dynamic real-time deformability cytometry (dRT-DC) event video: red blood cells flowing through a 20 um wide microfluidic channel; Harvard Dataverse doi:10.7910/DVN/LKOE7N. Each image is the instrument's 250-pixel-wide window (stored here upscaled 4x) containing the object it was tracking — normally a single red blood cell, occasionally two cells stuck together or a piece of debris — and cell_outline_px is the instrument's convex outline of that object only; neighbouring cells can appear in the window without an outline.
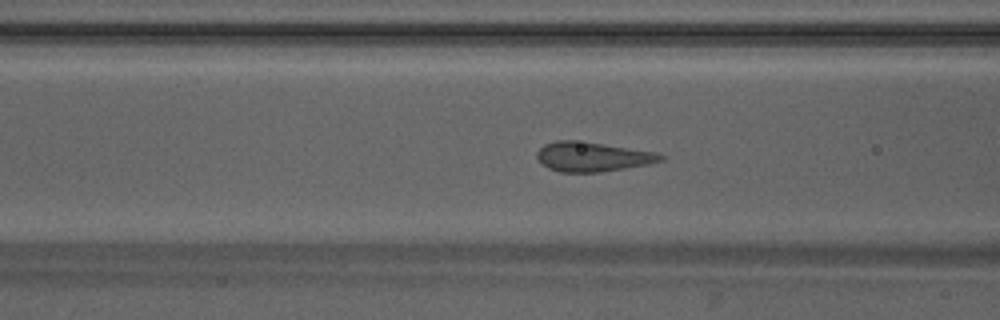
{"species": "Egyptian fruit bat (a non-hibernating species)", "species_latin": "Rousettus aegyptiacus", "temperature_condition": "warm", "stored_images_in_passage": 38, "camera_frame_rate_fps": 3000, "um_per_image_px": 0.085, "animal": {"sex": "male"}, "frame": {"image": 1, "passage_image": 9, "time_ms": 2.667, "image_size_px": [1000, 320], "cell_outline_px": [[668, 156], [664, 160], [648, 164], [600, 172], [560, 172], [548, 168], [540, 164], [536, 156], [536, 152], [544, 144], [556, 140], [572, 140], [656, 152]], "centroid_in_image_um": [50.33, 13.33], "position_along_channel_um": 116.3, "area_um2": 21.21}}
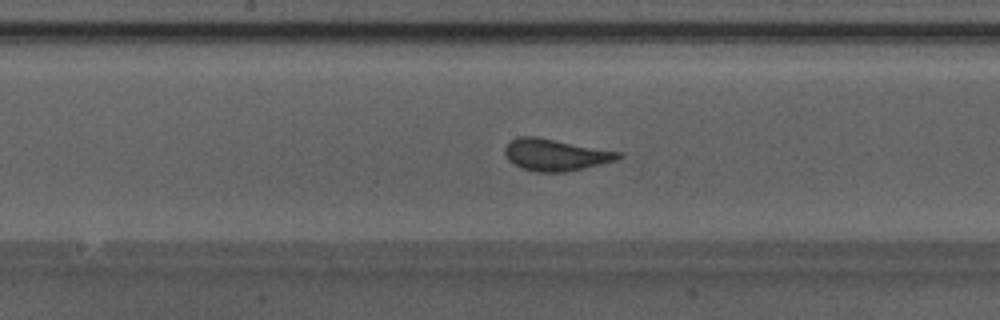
{"frame": {"image": 2, "passage_image": 15, "time_ms": 4.667, "image_size_px": [1000, 320], "cell_outline_px": [[624, 156], [616, 160], [584, 168], [564, 172], [536, 172], [520, 168], [508, 160], [504, 152], [504, 148], [512, 140], [520, 136], [536, 136], [620, 152]], "centroid_in_image_um": [47.19, 13.16], "position_along_channel_um": 201.0, "area_um2": 20.92}}
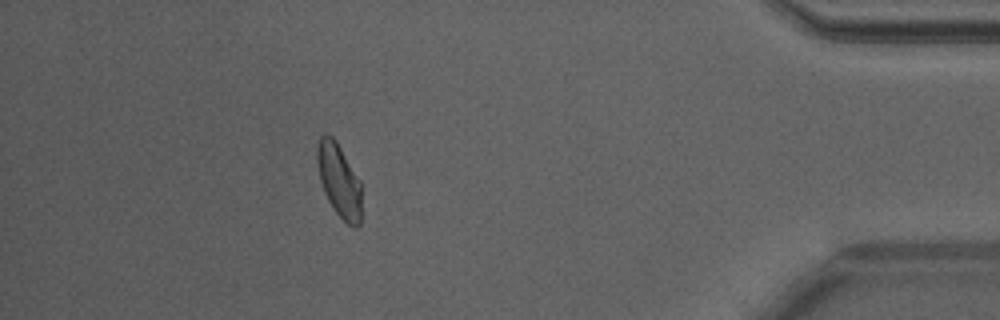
{"frame": {"image": 3, "passage_image": 33, "time_ms": 10.667, "image_size_px": [1000, 320], "cell_outline_px": [[360, 224], [356, 228], [352, 228], [336, 212], [328, 200], [324, 192], [320, 180], [316, 160], [316, 148], [320, 136], [324, 132], [332, 136], [336, 140], [360, 180]], "centroid_in_image_um": [28.79, 15.3], "position_along_channel_um": 406.4, "area_um2": 18.96}, "authors_computed_cell_mechanics": {"area_um2": 20.2011, "velocity_mm_per_s": 4.235, "shape_relaxation_time_tau1_ms": 3.2473, "shape_relaxation_time_tau2_ms": null, "deformation_change_tau1": 0.1077, "deformation_change_tau2": null}}